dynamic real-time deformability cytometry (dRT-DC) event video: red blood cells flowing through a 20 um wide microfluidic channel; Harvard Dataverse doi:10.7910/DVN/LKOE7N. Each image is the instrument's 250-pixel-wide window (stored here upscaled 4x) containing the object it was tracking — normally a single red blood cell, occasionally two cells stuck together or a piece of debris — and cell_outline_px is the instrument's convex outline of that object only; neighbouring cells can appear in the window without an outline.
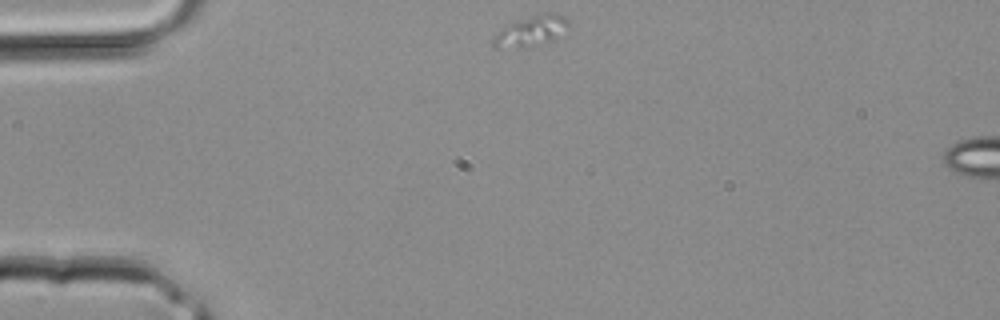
{"species": "common noctule bat (a hibernating species)", "species_latin": "Nyctalus noctula", "temperature_condition": "room temperature", "stored_images_in_passage": 4, "segment_of_instrument_passage": [1, 2], "camera_frame_rate_fps": 3000, "um_per_image_px": 0.085, "animal": {"sex": "male", "body_mass_g": 20.4}, "frame": {"image": 1, "passage_image": 1, "time_ms": 0.0, "image_size_px": [1000, 320], "cell_outline_px": [[568, 28], [552, 40], [532, 48], [496, 48], [492, 44], [492, 40], [504, 24], [544, 12], [552, 12], [564, 16], [568, 20]], "centroid_in_image_um": [45.11, 2.65], "position_along_channel_um": 39.9, "area_um2": 13.7}}